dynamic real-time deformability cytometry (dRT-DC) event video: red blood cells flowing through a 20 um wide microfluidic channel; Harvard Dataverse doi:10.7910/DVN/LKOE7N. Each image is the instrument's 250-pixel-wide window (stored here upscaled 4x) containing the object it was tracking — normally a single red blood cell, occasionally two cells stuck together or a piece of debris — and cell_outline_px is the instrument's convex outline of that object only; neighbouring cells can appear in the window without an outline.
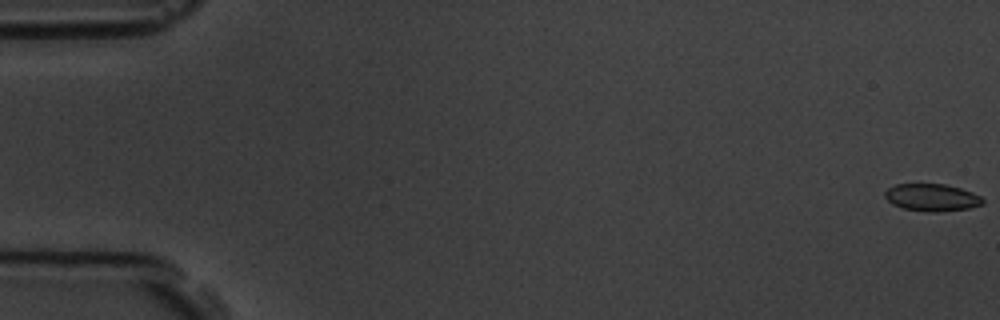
{"species": "common noctule bat (a hibernating species)", "species_latin": "Nyctalus noctula", "temperature_condition": "room temperature", "stored_images_in_passage": 5, "camera_frame_rate_fps": 3000, "um_per_image_px": 0.085, "animal": {"sex": "male", "body_mass_g": 19.5, "forearm_length_mm": 54.6}, "frame": {"image": 1, "passage_image": 1, "time_ms": 0.0, "image_size_px": [1000, 320], "cell_outline_px": [[984, 204], [968, 208], [936, 212], [928, 212], [900, 208], [892, 204], [884, 196], [884, 192], [888, 188], [896, 184], [944, 184], [960, 188], [972, 192], [980, 196], [984, 200]], "centroid_in_image_um": [79.19, 16.79], "position_along_channel_um": 5.8, "area_um2": 15.61}}
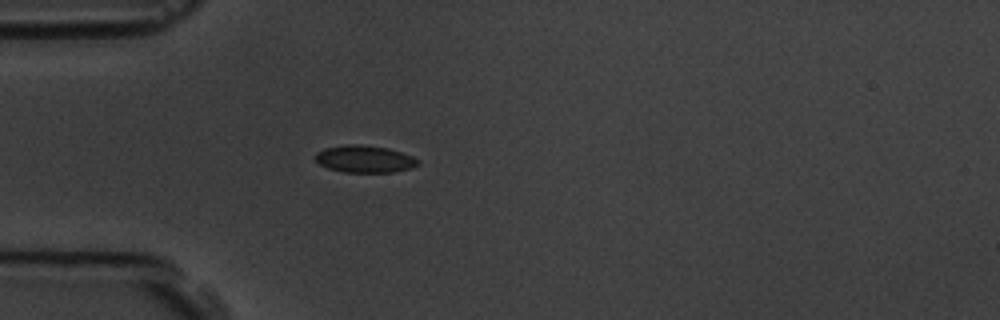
{"frame": {"image": 2, "passage_image": 5, "time_ms": 5.333, "image_size_px": [1000, 320], "cell_outline_px": [[420, 164], [412, 168], [392, 172], [344, 172], [328, 168], [320, 164], [316, 160], [316, 152], [324, 148], [344, 144], [360, 144], [388, 148], [412, 156], [420, 160]], "centroid_in_image_um": [31.01, 13.51], "position_along_channel_um": 54.0, "area_um2": 16.3}}